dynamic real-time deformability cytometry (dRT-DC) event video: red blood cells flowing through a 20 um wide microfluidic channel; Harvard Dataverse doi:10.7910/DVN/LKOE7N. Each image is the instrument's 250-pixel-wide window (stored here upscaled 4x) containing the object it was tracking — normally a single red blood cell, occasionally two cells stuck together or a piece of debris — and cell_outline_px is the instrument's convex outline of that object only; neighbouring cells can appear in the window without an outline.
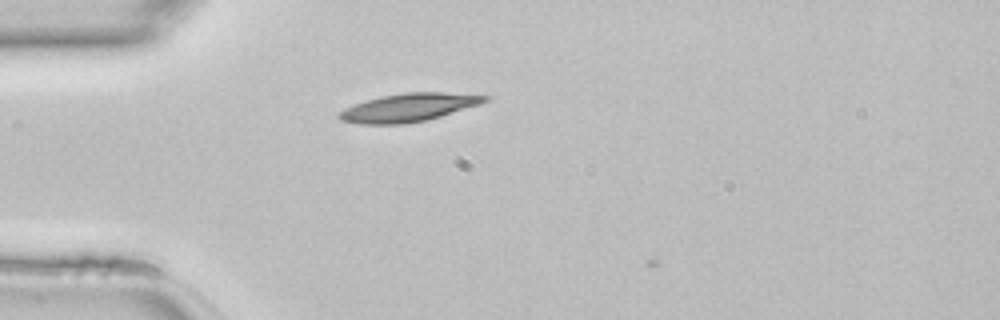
{"species": "common noctule bat (a hibernating species)", "species_latin": "Nyctalus noctula", "temperature_condition": "room temperature", "stored_images_in_passage": 5, "camera_frame_rate_fps": 3000, "um_per_image_px": 0.085, "animal": {"sex": "female", "body_mass_g": 22.7, "forearm_length_mm": 54.2}, "frame": {"image": 1, "passage_image": 4, "time_ms": 1.0, "image_size_px": [1000, 320], "cell_outline_px": [[488, 100], [480, 104], [428, 120], [404, 124], [360, 124], [340, 120], [336, 116], [344, 108], [380, 96], [404, 92], [444, 92], [488, 96]], "centroid_in_image_um": [34.71, 9.14], "position_along_channel_um": 50.3, "area_um2": 23.81}}